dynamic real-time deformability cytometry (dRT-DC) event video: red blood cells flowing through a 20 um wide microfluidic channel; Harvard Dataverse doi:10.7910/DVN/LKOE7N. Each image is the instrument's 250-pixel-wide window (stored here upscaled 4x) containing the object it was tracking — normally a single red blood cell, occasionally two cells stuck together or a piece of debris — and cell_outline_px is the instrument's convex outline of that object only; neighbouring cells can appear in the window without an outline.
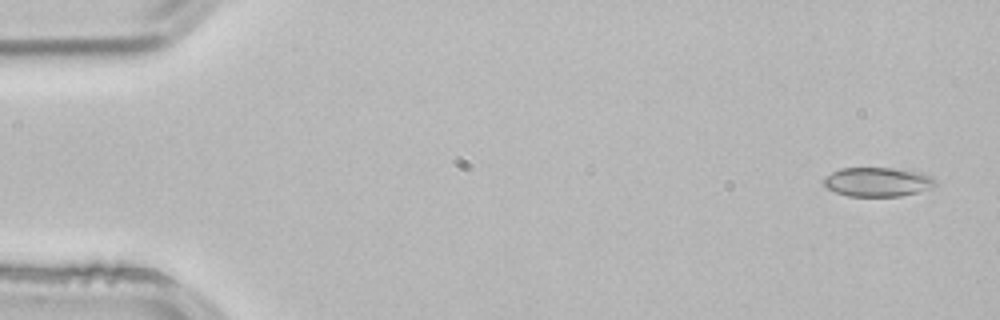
{"species": "common noctule bat (a hibernating species)", "species_latin": "Nyctalus noctula", "temperature_condition": "room temperature", "stored_images_in_passage": 4, "camera_frame_rate_fps": 3000, "um_per_image_px": 0.085, "animal": {"sex": "male", "body_mass_g": 21.5, "forearm_length_mm": 52.0}, "frame": {"image": 1, "passage_image": 1, "time_ms": 0.0, "image_size_px": [1000, 320], "cell_outline_px": [[936, 184], [916, 192], [900, 196], [848, 196], [836, 192], [828, 188], [820, 180], [824, 176], [840, 168], [892, 168], [920, 172], [932, 176], [936, 180]], "centroid_in_image_um": [74.54, 15.45], "position_along_channel_um": 10.5, "area_um2": 18.9}}
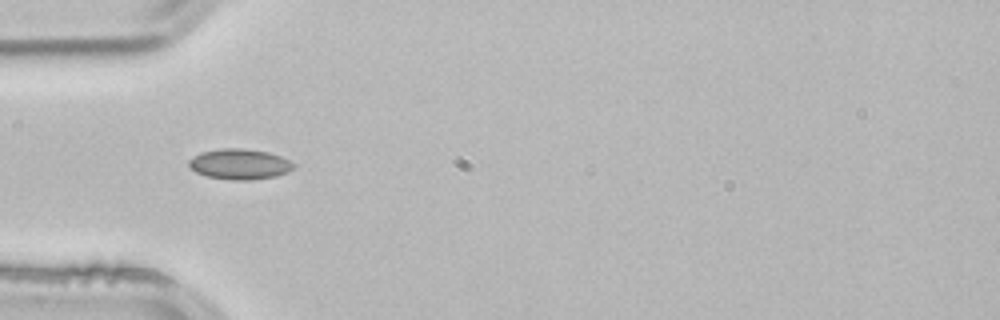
{"frame": {"image": 2, "passage_image": 4, "time_ms": 1.0, "image_size_px": [1000, 320], "cell_outline_px": [[296, 164], [288, 172], [276, 176], [252, 180], [232, 180], [204, 176], [188, 168], [188, 160], [192, 156], [200, 152], [220, 148], [244, 148], [268, 152], [280, 156]], "centroid_in_image_um": [20.32, 13.95], "position_along_channel_um": 64.7, "area_um2": 18.9}}